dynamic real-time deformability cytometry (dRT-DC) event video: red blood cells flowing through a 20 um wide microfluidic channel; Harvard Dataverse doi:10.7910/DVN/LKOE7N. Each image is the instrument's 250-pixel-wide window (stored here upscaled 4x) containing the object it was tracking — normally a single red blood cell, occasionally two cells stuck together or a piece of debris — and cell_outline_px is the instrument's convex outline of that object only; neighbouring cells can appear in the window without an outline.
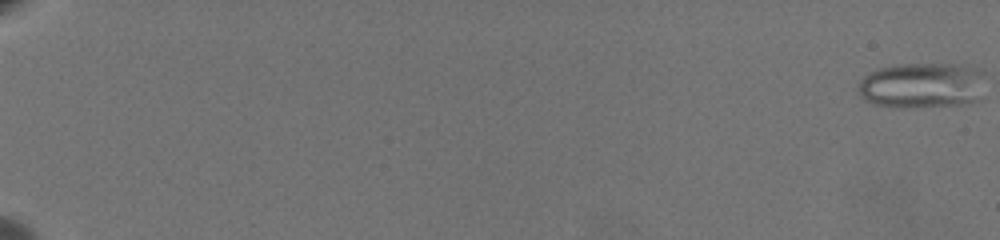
{"species": "common noctule bat (a hibernating species)", "species_latin": "Nyctalus noctula", "temperature_condition": "warm", "stored_images_in_passage": 66, "camera_frame_rate_fps": 3000, "um_per_image_px": 0.085, "animal": {"sex": "female", "body_mass_g": 19.5, "forearm_length_mm": 54.1}, "frame": {"image": 1, "passage_image": 1, "time_ms": 0.0, "image_size_px": [1000, 240], "cell_outline_px": [[984, 72], [976, 100], [964, 104], [876, 104], [860, 96], [856, 88], [860, 80], [864, 76], [880, 68], [900, 64], [960, 64]], "centroid_in_image_um": [78.33, 7.19], "position_along_channel_um": 6.7, "area_um2": 32.08}}
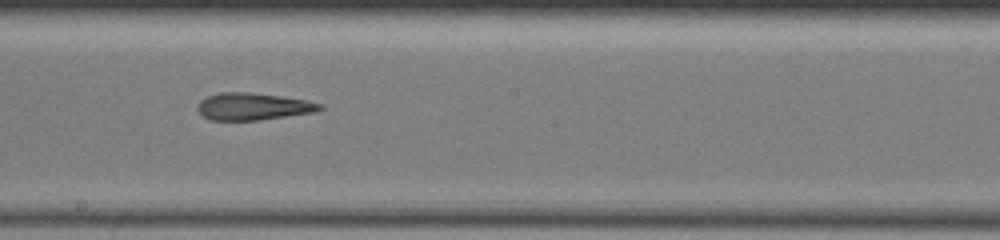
{"frame": {"image": 2, "passage_image": 42, "time_ms": 13.667, "image_size_px": [1000, 240], "cell_outline_px": [[324, 108], [316, 112], [260, 120], [208, 120], [200, 116], [196, 108], [200, 100], [208, 96], [220, 92], [248, 92], [280, 96], [304, 100], [324, 104]], "centroid_in_image_um": [21.48, 9.06], "position_along_channel_um": 226.7, "area_um2": 19.54}}
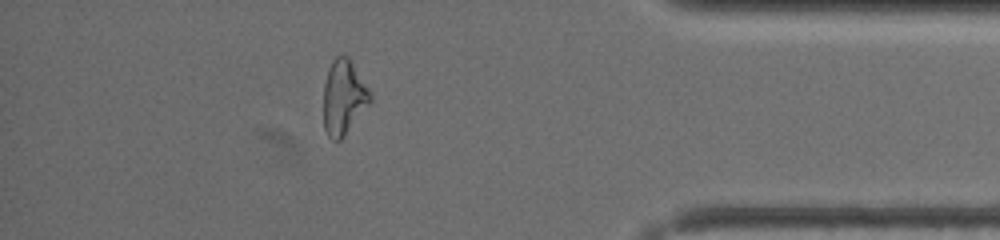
{"frame": {"image": 3, "passage_image": 60, "time_ms": 19.667, "image_size_px": [1000, 240], "cell_outline_px": [[372, 100], [344, 136], [340, 140], [332, 140], [328, 136], [324, 128], [324, 84], [328, 68], [332, 60], [336, 56], [348, 56], [352, 60], [372, 92]], "centroid_in_image_um": [29.23, 8.24], "position_along_channel_um": 406.0, "area_um2": 20.52}, "authors_computed_cell_mechanics": {"area_um2": 21.3282, "velocity_mm_per_s": 3.4202, "shape_relaxation_time_tau1_ms": null, "shape_relaxation_time_tau2_ms": 4.5981, "deformation_change_tau1": null, "deformation_change_tau2": 0.1578}}